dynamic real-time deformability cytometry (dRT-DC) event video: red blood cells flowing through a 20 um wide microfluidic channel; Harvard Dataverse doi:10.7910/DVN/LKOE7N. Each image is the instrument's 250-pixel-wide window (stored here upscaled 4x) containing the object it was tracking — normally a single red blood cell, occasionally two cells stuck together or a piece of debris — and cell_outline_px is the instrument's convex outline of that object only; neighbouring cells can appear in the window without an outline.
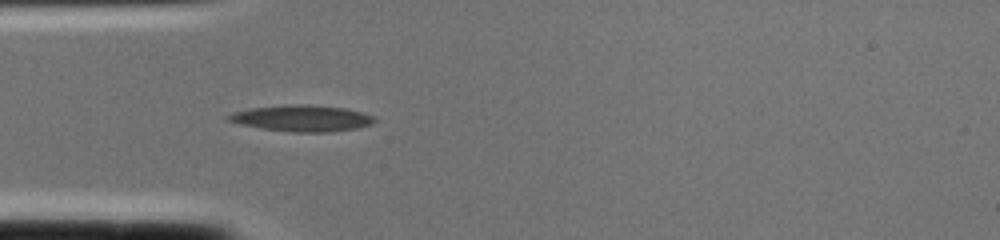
{"species": "common noctule bat (a hibernating species)", "species_latin": "Nyctalus noctula", "temperature_condition": "cold", "stored_images_in_passage": 2, "camera_frame_rate_fps": 3000, "um_per_image_px": 0.085, "animal": {"sex": "female", "body_mass_g": 22.0, "forearm_length_mm": 56.7}, "frame": {"image": 1, "passage_image": 2, "time_ms": 0.333, "image_size_px": [1000, 240], "cell_outline_px": [[376, 120], [372, 124], [356, 128], [328, 132], [296, 132], [264, 128], [240, 124], [228, 120], [224, 116], [232, 112], [248, 108], [292, 104], [308, 104], [344, 108], [360, 112], [372, 116]], "centroid_in_image_um": [25.62, 10.04], "position_along_channel_um": 59.4, "area_um2": 22.2}}